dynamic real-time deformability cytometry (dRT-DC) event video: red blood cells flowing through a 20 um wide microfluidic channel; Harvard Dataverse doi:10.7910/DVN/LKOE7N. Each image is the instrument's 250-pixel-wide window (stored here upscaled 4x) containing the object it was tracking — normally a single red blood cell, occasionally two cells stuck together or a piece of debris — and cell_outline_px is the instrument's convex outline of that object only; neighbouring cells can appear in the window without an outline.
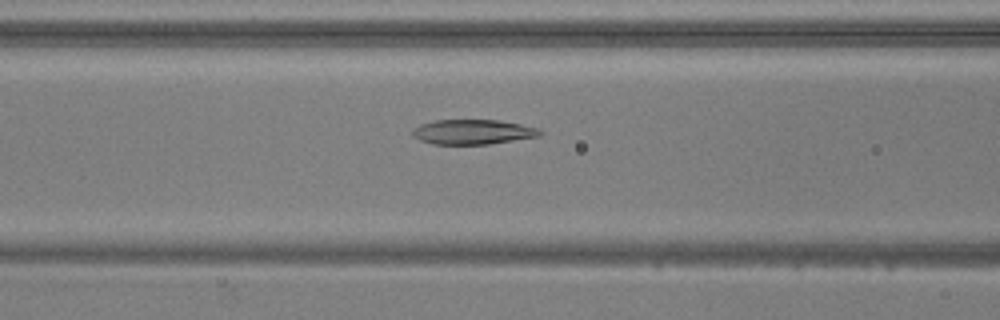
{"species": "common noctule bat (a hibernating species)", "species_latin": "Nyctalus noctula", "temperature_condition": "warm", "stored_images_in_passage": 33, "camera_frame_rate_fps": 3000, "um_per_image_px": 0.085, "animal": {"sex": "male", "body_mass_g": 20.5, "forearm_length_mm": 52.5}, "frame": {"image": 1, "passage_image": 22, "time_ms": 7.0, "image_size_px": [1000, 320], "cell_outline_px": [[544, 132], [540, 136], [488, 144], [432, 144], [420, 140], [412, 136], [412, 128], [420, 124], [436, 120], [500, 120], [540, 128]], "centroid_in_image_um": [40.19, 11.21], "position_along_channel_um": 126.4, "area_um2": 18.55}}
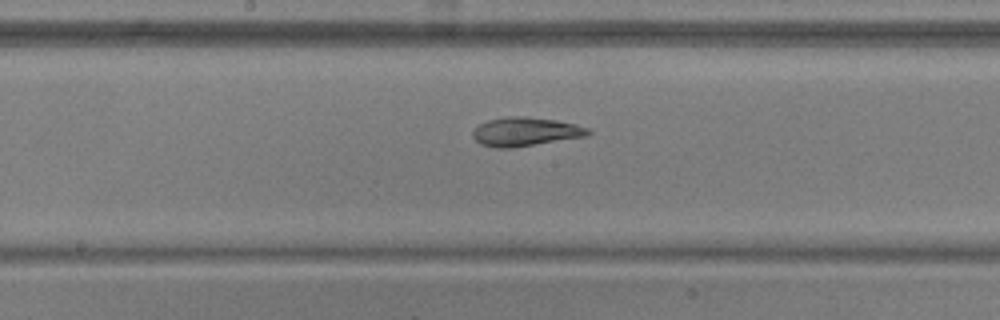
{"frame": {"image": 2, "passage_image": 28, "time_ms": 9.0, "image_size_px": [1000, 320], "cell_outline_px": [[592, 132], [588, 136], [512, 148], [496, 148], [480, 144], [472, 136], [472, 132], [480, 124], [488, 120], [508, 116], [524, 116], [556, 120], [576, 124], [588, 128]], "centroid_in_image_um": [44.67, 11.2], "position_along_channel_um": 203.5, "area_um2": 19.42}}
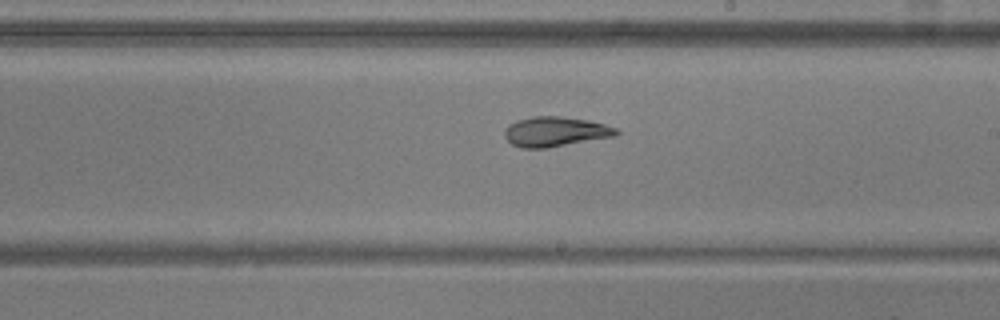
{"frame": {"image": 3, "passage_image": 31, "time_ms": 10.0, "image_size_px": [1000, 320], "cell_outline_px": [[620, 132], [616, 136], [548, 148], [520, 148], [512, 144], [504, 136], [504, 132], [508, 124], [516, 120], [536, 116], [560, 116], [588, 120], [604, 124], [616, 128]], "centroid_in_image_um": [47.2, 11.19], "position_along_channel_um": 241.8, "area_um2": 19.54}}